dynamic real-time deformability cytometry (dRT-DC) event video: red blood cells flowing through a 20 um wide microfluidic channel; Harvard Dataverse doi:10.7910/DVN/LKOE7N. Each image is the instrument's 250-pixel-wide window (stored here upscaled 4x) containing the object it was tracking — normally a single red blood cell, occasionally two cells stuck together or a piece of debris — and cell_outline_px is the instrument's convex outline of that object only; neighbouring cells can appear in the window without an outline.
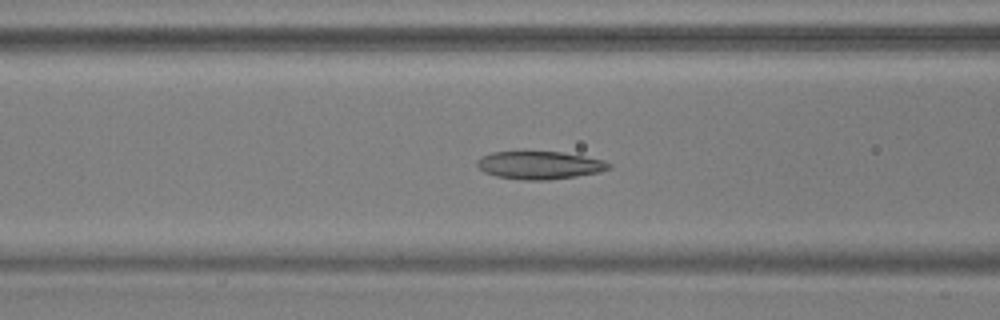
{"species": "common noctule bat (a hibernating species)", "species_latin": "Nyctalus noctula", "temperature_condition": "warm", "stored_images_in_passage": 53, "camera_frame_rate_fps": 3000, "um_per_image_px": 0.085, "animal": {"sex": "male", "body_mass_g": 17.9, "forearm_length_mm": 54.2}, "frame": {"image": 1, "passage_image": 20, "time_ms": 6.333, "image_size_px": [1000, 320], "cell_outline_px": [[612, 168], [600, 172], [576, 176], [548, 180], [524, 180], [496, 176], [484, 172], [476, 164], [476, 160], [480, 156], [492, 152], [560, 152], [584, 156], [604, 160], [612, 164]], "centroid_in_image_um": [45.87, 14.04], "position_along_channel_um": 120.7, "area_um2": 21.44}}
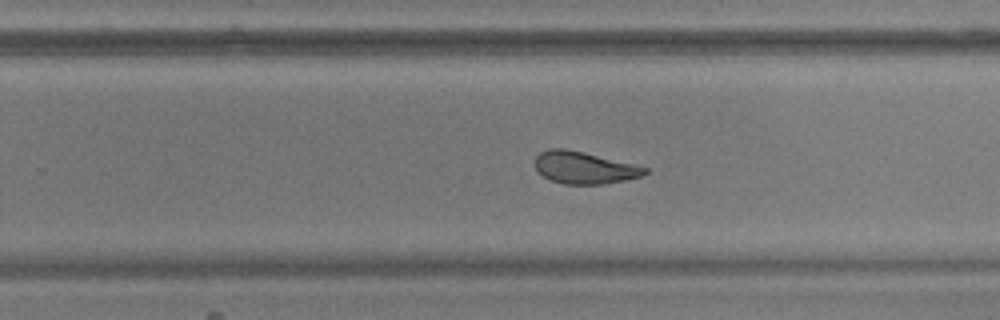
{"frame": {"image": 2, "passage_image": 33, "time_ms": 10.667, "image_size_px": [1000, 320], "cell_outline_px": [[648, 172], [640, 176], [624, 180], [600, 184], [564, 184], [552, 180], [544, 176], [536, 168], [536, 156], [540, 152], [548, 148], [564, 148], [584, 152], [648, 168]], "centroid_in_image_um": [49.64, 14.24], "position_along_channel_um": 280.2, "area_um2": 20.17}}
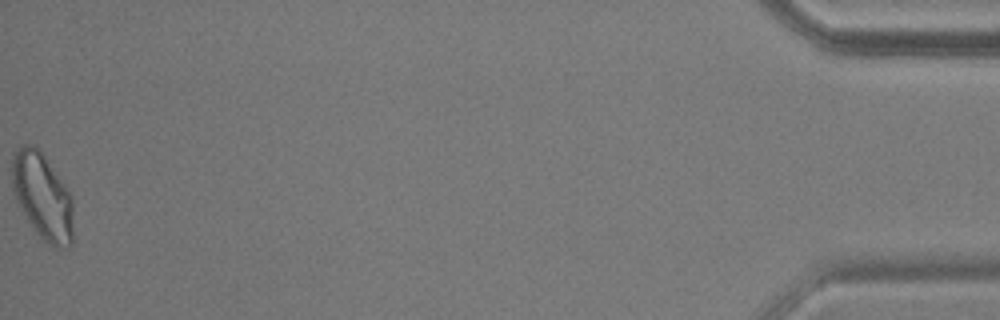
{"frame": {"image": 3, "passage_image": 53, "time_ms": 17.333, "image_size_px": [1000, 320], "cell_outline_px": [[72, 244], [68, 248], [56, 248], [44, 240], [36, 232], [28, 220], [16, 200], [12, 192], [12, 152], [24, 144], [36, 144], [64, 184], [72, 196]], "centroid_in_image_um": [3.6, 16.66], "position_along_channel_um": 431.6, "area_um2": 30.87}, "authors_computed_cell_mechanics": {"area_um2": 22.4842, "velocity_mm_per_s": 3.6893, "shape_relaxation_time_tau1_ms": 6.7082, "shape_relaxation_time_tau2_ms": 2.1254, "deformation_change_tau1": 0.1903, "deformation_change_tau2": 0.0892}}